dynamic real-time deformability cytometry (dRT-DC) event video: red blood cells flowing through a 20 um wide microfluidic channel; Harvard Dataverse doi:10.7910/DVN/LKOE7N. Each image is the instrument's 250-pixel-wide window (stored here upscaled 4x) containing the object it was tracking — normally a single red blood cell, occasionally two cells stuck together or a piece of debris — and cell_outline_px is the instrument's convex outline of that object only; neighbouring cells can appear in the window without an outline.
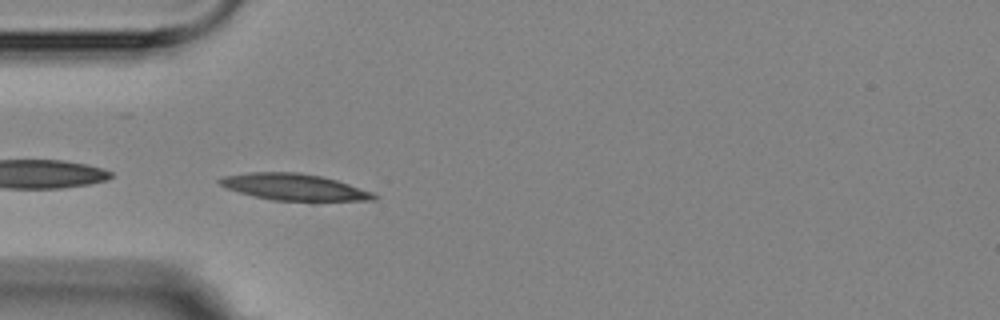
{"species": "Egyptian fruit bat (a non-hibernating species)", "species_latin": "Rousettus aegyptiacus", "temperature_condition": "room temperature", "stored_images_in_passage": 3, "camera_frame_rate_fps": 3000, "um_per_image_px": 0.085, "animal": {"sex": "female"}, "frame": {"image": 1, "passage_image": 1, "time_ms": 0.0, "image_size_px": [1000, 320], "cell_outline_px": [[380, 196], [376, 200], [312, 204], [272, 200], [240, 192], [228, 188], [220, 184], [216, 180], [224, 176], [248, 172], [296, 172], [320, 176], [336, 180], [372, 192]], "centroid_in_image_um": [25.13, 15.96], "position_along_channel_um": 59.9, "area_um2": 24.85}}
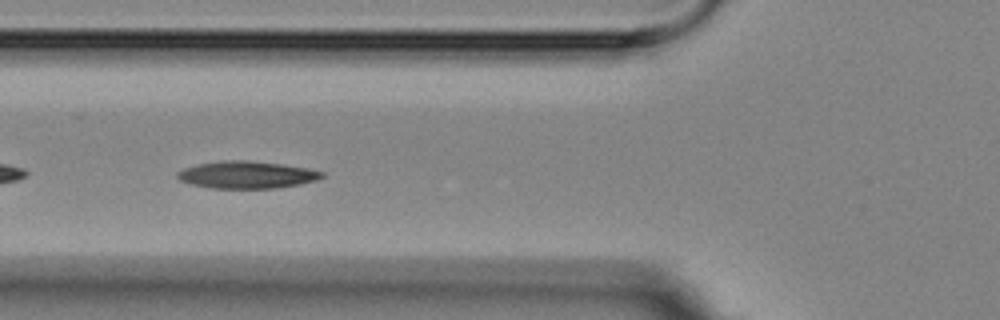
{"frame": {"image": 2, "passage_image": 2, "time_ms": 1.333, "image_size_px": [1000, 320], "cell_outline_px": [[324, 176], [316, 180], [300, 184], [276, 188], [212, 188], [192, 184], [180, 180], [176, 176], [176, 172], [184, 168], [196, 164], [224, 160], [248, 160], [280, 164], [304, 168], [324, 172]], "centroid_in_image_um": [20.94, 14.85], "position_along_channel_um": 104.9, "area_um2": 22.77}}
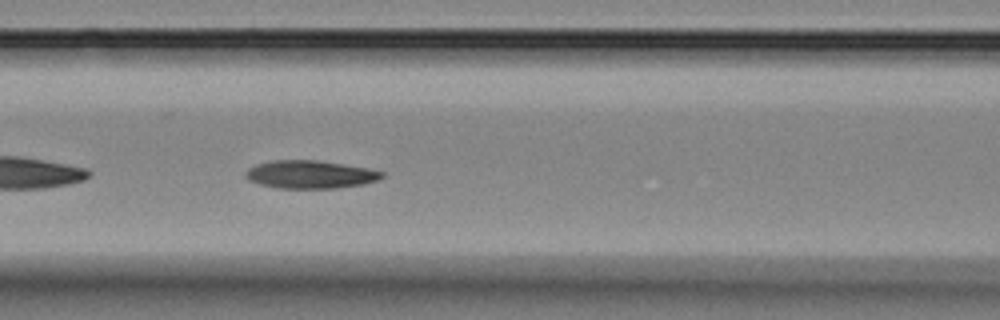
{"frame": {"image": 3, "passage_image": 3, "time_ms": 2.333, "image_size_px": [1000, 320], "cell_outline_px": [[384, 176], [376, 180], [364, 184], [336, 188], [276, 188], [260, 184], [248, 180], [244, 176], [244, 172], [248, 168], [256, 164], [272, 160], [316, 160], [344, 164], [368, 168], [384, 172]], "centroid_in_image_um": [26.33, 14.82], "position_along_channel_um": 140.3, "area_um2": 22.31}}